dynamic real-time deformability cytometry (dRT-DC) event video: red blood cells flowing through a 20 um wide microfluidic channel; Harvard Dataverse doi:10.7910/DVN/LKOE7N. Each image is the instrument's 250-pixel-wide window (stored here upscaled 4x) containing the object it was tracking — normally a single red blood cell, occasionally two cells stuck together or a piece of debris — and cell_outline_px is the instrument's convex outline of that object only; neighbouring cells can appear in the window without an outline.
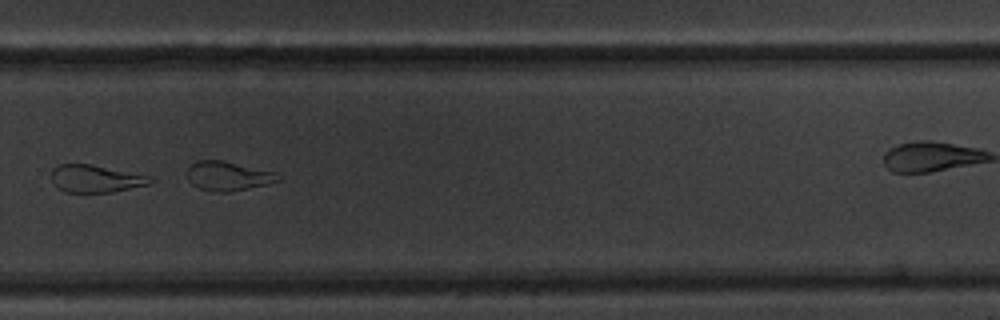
{"species": "common noctule bat (a hibernating species)", "species_latin": "Nyctalus noctula", "temperature_condition": "warm", "stored_images_in_passage": 41, "camera_frame_rate_fps": 3000, "um_per_image_px": 0.085, "animal": {"sex": "male", "body_mass_g": 20.1, "forearm_length_mm": 53.5}, "frame": {"image": 1, "passage_image": 23, "time_ms": 7.333, "image_size_px": [1000, 320], "cell_outline_px": [[156, 180], [148, 184], [112, 192], [64, 192], [56, 188], [52, 184], [52, 168], [60, 164], [92, 164], [152, 176]], "centroid_in_image_um": [8.13, 15.18], "position_along_channel_um": 321.7, "area_um2": 16.01}, "authors_computed_cell_mechanics": {"area_um2": 17.7446, "velocity_mm_per_s": 3.5051, "shape_relaxation_time_tau1_ms": 1.873, "shape_relaxation_time_tau2_ms": 2.3479, "deformation_change_tau1": 0.3075, "deformation_change_tau2": 0.0951}}